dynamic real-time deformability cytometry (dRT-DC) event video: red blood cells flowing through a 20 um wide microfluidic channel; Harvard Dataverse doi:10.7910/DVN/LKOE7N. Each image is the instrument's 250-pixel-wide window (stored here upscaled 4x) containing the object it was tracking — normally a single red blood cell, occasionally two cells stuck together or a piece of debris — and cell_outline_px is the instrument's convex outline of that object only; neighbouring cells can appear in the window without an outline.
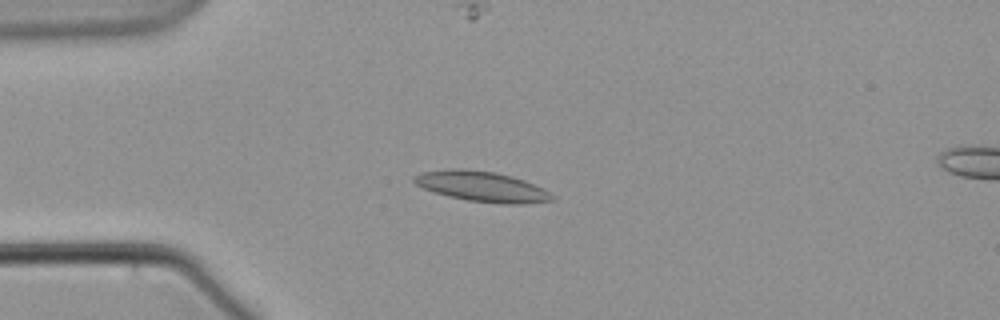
{"species": "common noctule bat (a hibernating species)", "species_latin": "Nyctalus noctula", "temperature_condition": "warm", "stored_images_in_passage": 61, "camera_frame_rate_fps": 3000, "um_per_image_px": 0.085, "animal": {"sex": "male", "body_mass_g": 21.5, "forearm_length_mm": 52.0}, "frame": {"image": 1, "passage_image": 16, "time_ms": 5.0, "image_size_px": [1000, 320], "cell_outline_px": [[556, 200], [524, 204], [500, 204], [468, 200], [448, 196], [424, 188], [416, 184], [412, 180], [412, 176], [420, 172], [448, 168], [468, 168], [496, 172], [512, 176], [524, 180], [556, 196]], "centroid_in_image_um": [40.94, 15.84], "position_along_channel_um": 44.1, "area_um2": 24.57}}
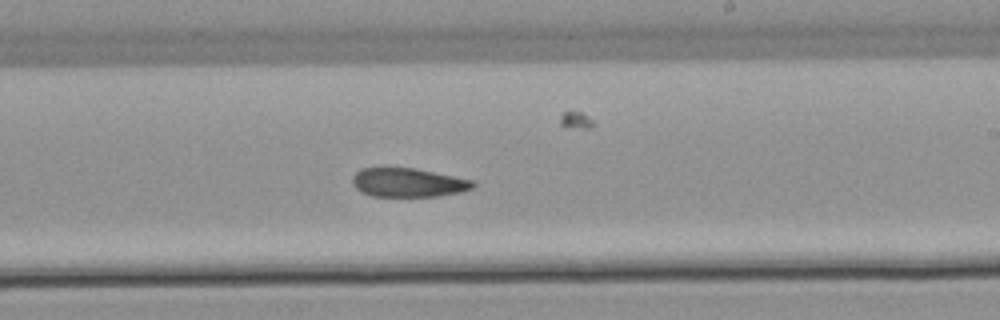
{"frame": {"image": 2, "passage_image": 36, "time_ms": 11.667, "image_size_px": [1000, 320], "cell_outline_px": [[476, 184], [472, 188], [460, 192], [440, 196], [372, 196], [360, 192], [352, 184], [352, 176], [360, 168], [412, 168], [472, 180]], "centroid_in_image_um": [34.64, 15.52], "position_along_channel_um": 254.4, "area_um2": 20.11}}
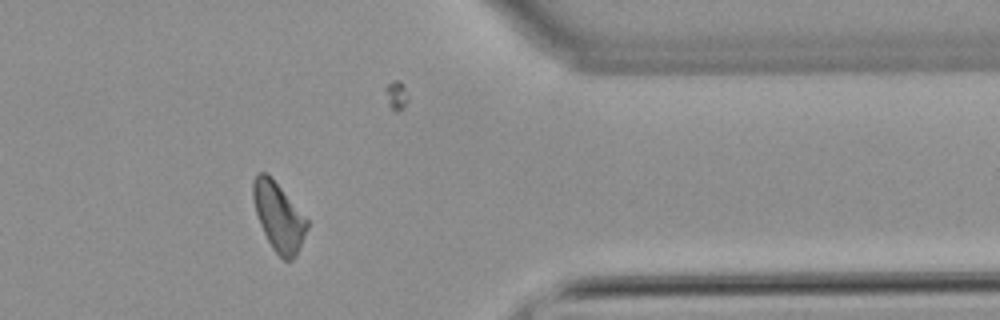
{"frame": {"image": 3, "passage_image": 49, "time_ms": 16.0, "image_size_px": [1000, 320], "cell_outline_px": [[308, 228], [300, 248], [296, 256], [292, 260], [284, 260], [272, 248], [260, 224], [256, 212], [252, 196], [252, 180], [256, 172], [264, 172], [280, 188], [308, 220]], "centroid_in_image_um": [23.67, 18.45], "position_along_channel_um": 387.7, "area_um2": 21.1}}